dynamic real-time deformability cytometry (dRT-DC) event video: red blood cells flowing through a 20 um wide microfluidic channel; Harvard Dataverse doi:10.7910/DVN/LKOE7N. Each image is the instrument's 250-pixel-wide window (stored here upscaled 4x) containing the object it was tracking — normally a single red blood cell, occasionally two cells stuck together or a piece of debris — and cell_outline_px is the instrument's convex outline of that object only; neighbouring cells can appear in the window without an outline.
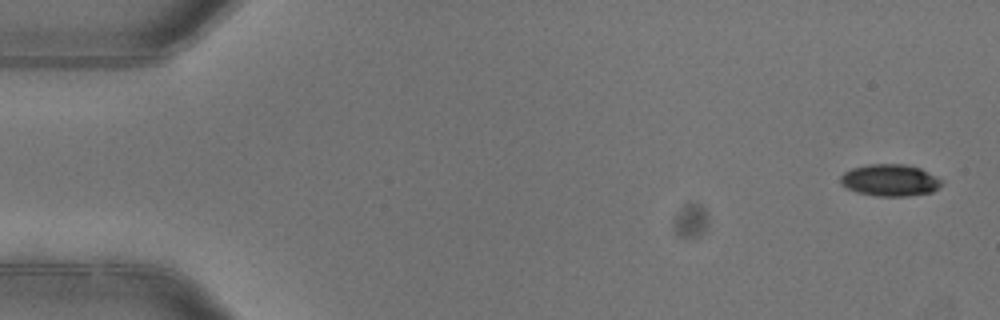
{"species": "common noctule bat (a hibernating species)", "species_latin": "Nyctalus noctula", "temperature_condition": "warm", "stored_images_in_passage": 4, "camera_frame_rate_fps": 3000, "um_per_image_px": 0.085, "animal": {"sex": "female"}, "frame": {"image": 1, "passage_image": 1, "time_ms": 0.0, "image_size_px": [1000, 320], "cell_outline_px": [[944, 184], [932, 192], [908, 196], [876, 196], [856, 192], [840, 184], [840, 176], [844, 172], [852, 168], [868, 164], [904, 164], [920, 168], [944, 180]], "centroid_in_image_um": [75.67, 15.32], "position_along_channel_um": 9.3, "area_um2": 18.96}}
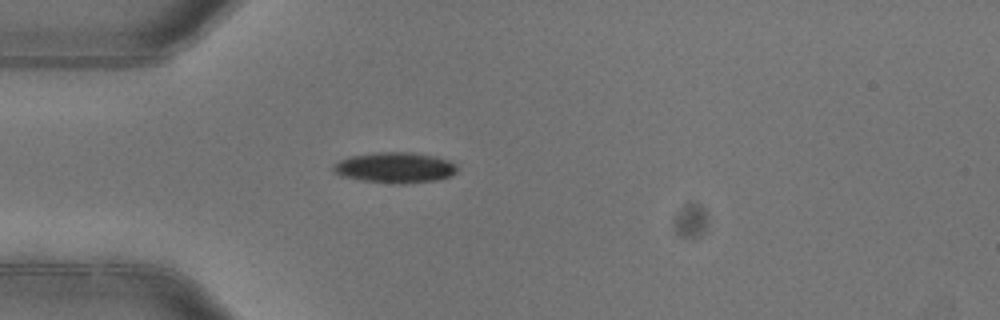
{"frame": {"image": 2, "passage_image": 4, "time_ms": 1.0, "image_size_px": [1000, 320], "cell_outline_px": [[456, 172], [452, 176], [436, 180], [396, 184], [360, 180], [340, 176], [332, 172], [332, 164], [348, 156], [376, 152], [412, 152], [436, 156], [448, 160], [456, 164]], "centroid_in_image_um": [33.53, 14.24], "position_along_channel_um": 51.5, "area_um2": 22.37}}